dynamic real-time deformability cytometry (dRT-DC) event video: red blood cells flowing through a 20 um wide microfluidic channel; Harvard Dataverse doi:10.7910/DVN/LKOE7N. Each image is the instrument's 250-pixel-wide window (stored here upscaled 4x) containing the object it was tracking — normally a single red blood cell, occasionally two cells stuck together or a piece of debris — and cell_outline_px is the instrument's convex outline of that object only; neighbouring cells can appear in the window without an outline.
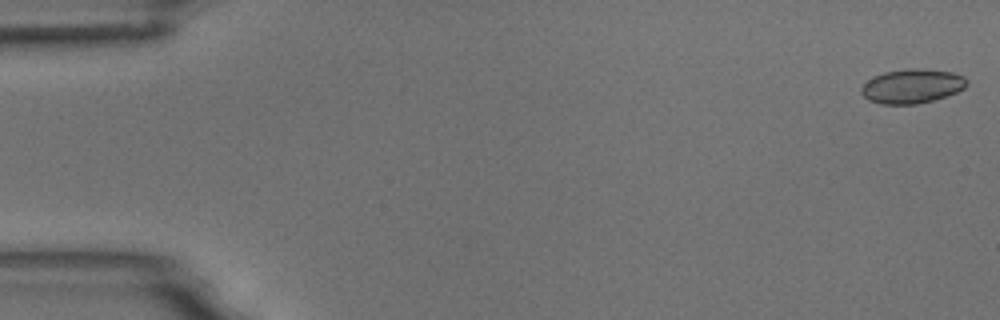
{"species": "common noctule bat (a hibernating species)", "species_latin": "Nyctalus noctula", "temperature_condition": "room temperature", "stored_images_in_passage": 6, "camera_frame_rate_fps": 3000, "um_per_image_px": 0.085, "animal": {"sex": "male", "body_mass_g": 18.8}, "frame": {"image": 1, "passage_image": 1, "time_ms": 0.0, "image_size_px": [1000, 320], "cell_outline_px": [[968, 84], [964, 88], [956, 92], [932, 100], [916, 104], [880, 104], [868, 100], [860, 92], [860, 88], [872, 76], [884, 72], [904, 68], [916, 68], [952, 72], [964, 76], [968, 80]], "centroid_in_image_um": [77.5, 7.31], "position_along_channel_um": 7.5, "area_um2": 21.15}}
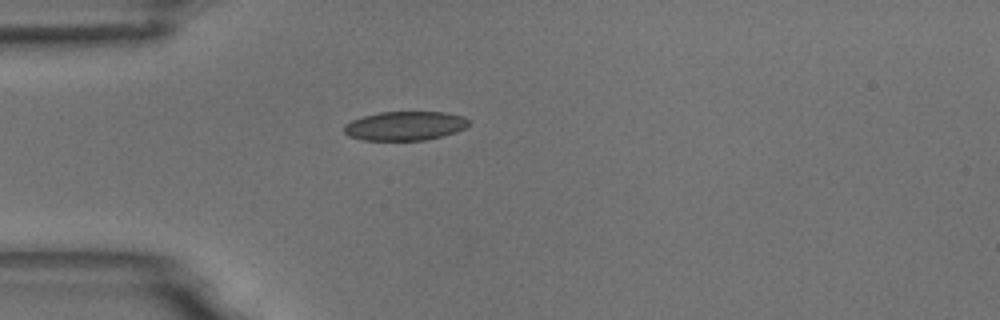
{"frame": {"image": 2, "passage_image": 5, "time_ms": 4.667, "image_size_px": [1000, 320], "cell_outline_px": [[468, 124], [464, 128], [456, 132], [424, 140], [364, 140], [348, 136], [344, 132], [344, 124], [352, 120], [364, 116], [380, 112], [448, 112], [464, 116], [468, 120]], "centroid_in_image_um": [34.41, 10.69], "position_along_channel_um": 50.6, "area_um2": 21.04}}